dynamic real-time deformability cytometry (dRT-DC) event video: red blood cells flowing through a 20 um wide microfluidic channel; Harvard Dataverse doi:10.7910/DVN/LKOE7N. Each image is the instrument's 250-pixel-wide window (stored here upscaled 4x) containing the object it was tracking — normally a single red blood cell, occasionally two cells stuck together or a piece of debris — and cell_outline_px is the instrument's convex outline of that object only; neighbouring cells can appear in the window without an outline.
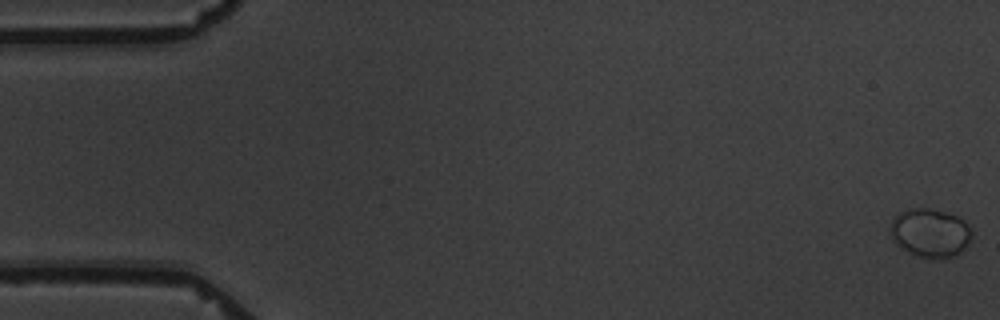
{"species": "common noctule bat (a hibernating species)", "species_latin": "Nyctalus noctula", "temperature_condition": "warm", "stored_images_in_passage": 5, "camera_frame_rate_fps": 3000, "um_per_image_px": 0.085, "animal": {"sex": "male", "body_mass_g": 19.5, "forearm_length_mm": 54.6}, "frame": {"image": 1, "passage_image": 1, "time_ms": 0.0, "image_size_px": [1000, 320], "cell_outline_px": [[972, 236], [968, 248], [956, 256], [940, 260], [936, 260], [916, 256], [900, 248], [892, 240], [888, 228], [892, 216], [896, 212], [912, 208], [928, 208], [944, 212], [956, 216], [964, 220], [972, 228]], "centroid_in_image_um": [79.05, 19.82], "position_along_channel_um": 5.9, "area_um2": 24.16}}
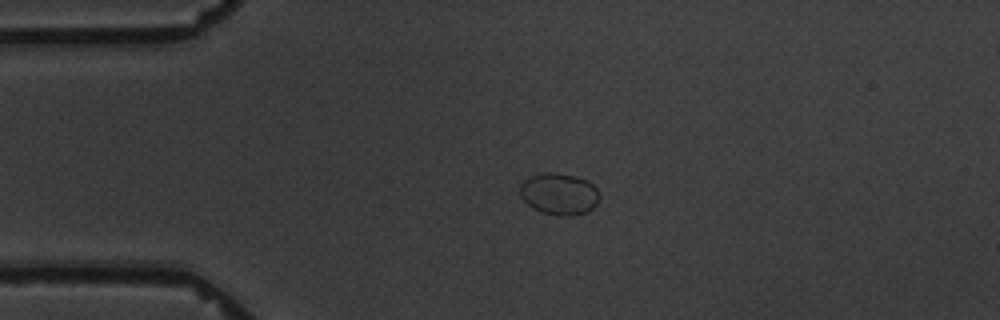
{"frame": {"image": 2, "passage_image": 4, "time_ms": 4.333, "image_size_px": [1000, 320], "cell_outline_px": [[600, 200], [588, 212], [544, 212], [532, 208], [520, 196], [520, 184], [524, 180], [532, 176], [548, 172], [556, 172], [576, 176], [588, 180], [596, 188], [600, 196]], "centroid_in_image_um": [47.53, 16.41], "position_along_channel_um": 37.5, "area_um2": 18.61}}